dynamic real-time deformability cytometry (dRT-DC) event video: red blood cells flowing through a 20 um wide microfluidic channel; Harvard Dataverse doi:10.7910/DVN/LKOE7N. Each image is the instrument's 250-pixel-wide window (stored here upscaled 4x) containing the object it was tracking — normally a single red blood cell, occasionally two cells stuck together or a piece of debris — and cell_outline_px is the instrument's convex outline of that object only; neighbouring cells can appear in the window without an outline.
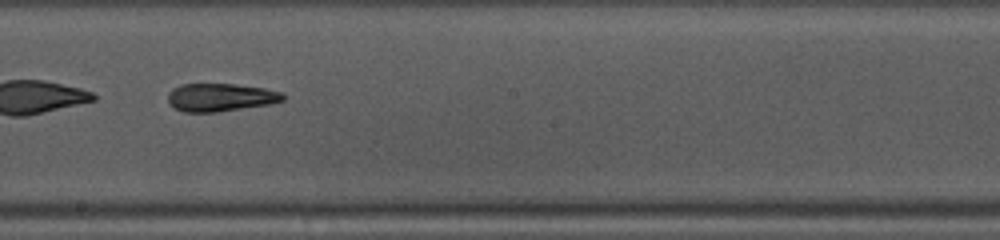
{"species": "common noctule bat (a hibernating species)", "species_latin": "Nyctalus noctula", "temperature_condition": "warm", "stored_images_in_passage": 42, "camera_frame_rate_fps": 3000, "um_per_image_px": 0.085, "animal": {"sex": "female", "body_mass_g": 10.0, "forearm_length_mm": 53.1}, "frame": {"image": 1, "passage_image": 24, "time_ms": 7.667, "image_size_px": [1000, 240], "cell_outline_px": [[284, 100], [268, 104], [220, 112], [184, 112], [168, 104], [168, 92], [172, 88], [180, 84], [232, 84], [264, 88], [284, 92]], "centroid_in_image_um": [18.72, 8.27], "position_along_channel_um": 229.5, "area_um2": 18.84}}
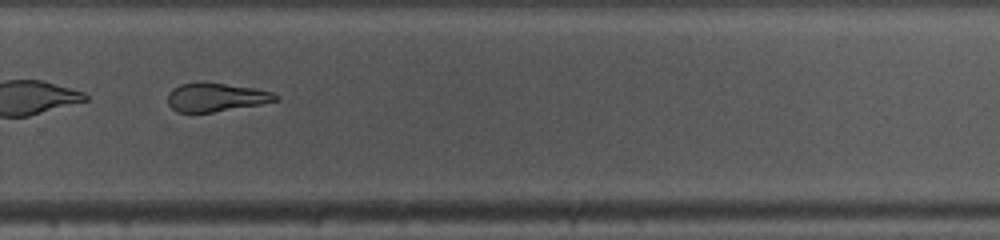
{"frame": {"image": 2, "passage_image": 30, "time_ms": 9.667, "image_size_px": [1000, 240], "cell_outline_px": [[280, 96], [276, 100], [260, 104], [212, 112], [176, 112], [168, 104], [168, 92], [172, 88], [180, 84], [200, 80], [256, 88], [272, 92]], "centroid_in_image_um": [18.31, 8.23], "position_along_channel_um": 311.5, "area_um2": 18.21}, "authors_computed_cell_mechanics": {"area_um2": 19.5942, "velocity_mm_per_s": 4.1234, "shape_relaxation_time_tau1_ms": null, "shape_relaxation_time_tau2_ms": 7.8308, "deformation_change_tau1": null, "deformation_change_tau2": 0.2161}}